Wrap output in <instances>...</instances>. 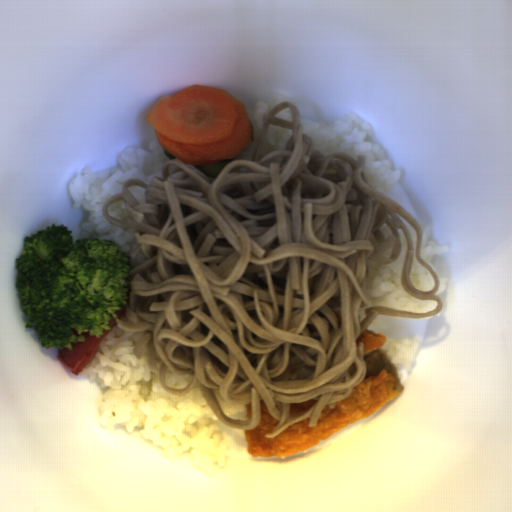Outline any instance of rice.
Wrapping results in <instances>:
<instances>
[{
  "mask_svg": "<svg viewBox=\"0 0 512 512\" xmlns=\"http://www.w3.org/2000/svg\"><path fill=\"white\" fill-rule=\"evenodd\" d=\"M292 132L293 129L269 124L262 143L259 160L276 149L285 150L287 141L292 135Z\"/></svg>",
  "mask_w": 512,
  "mask_h": 512,
  "instance_id": "rice-8",
  "label": "rice"
},
{
  "mask_svg": "<svg viewBox=\"0 0 512 512\" xmlns=\"http://www.w3.org/2000/svg\"><path fill=\"white\" fill-rule=\"evenodd\" d=\"M217 400L221 410L229 417L237 420H250L251 418V401L246 405L232 406L228 405L221 397L218 390H211Z\"/></svg>",
  "mask_w": 512,
  "mask_h": 512,
  "instance_id": "rice-10",
  "label": "rice"
},
{
  "mask_svg": "<svg viewBox=\"0 0 512 512\" xmlns=\"http://www.w3.org/2000/svg\"><path fill=\"white\" fill-rule=\"evenodd\" d=\"M401 250L397 260L388 265L378 264L371 258L367 260V298L368 302L359 308V323L367 316L365 309L380 305L409 313H426L437 306L436 300L414 299L402 285V268L407 250V239L401 229H398Z\"/></svg>",
  "mask_w": 512,
  "mask_h": 512,
  "instance_id": "rice-4",
  "label": "rice"
},
{
  "mask_svg": "<svg viewBox=\"0 0 512 512\" xmlns=\"http://www.w3.org/2000/svg\"><path fill=\"white\" fill-rule=\"evenodd\" d=\"M274 116H277L279 118H282V119H285V120H288V121H291L292 122V117H291V111H290V108H285L283 109L282 111H280L279 113H277L276 115Z\"/></svg>",
  "mask_w": 512,
  "mask_h": 512,
  "instance_id": "rice-12",
  "label": "rice"
},
{
  "mask_svg": "<svg viewBox=\"0 0 512 512\" xmlns=\"http://www.w3.org/2000/svg\"><path fill=\"white\" fill-rule=\"evenodd\" d=\"M399 218L402 220V222L408 229L410 236L412 238V241H413V257H412L411 268H410V273H409L410 283L413 285V287L415 289H417L421 292L427 293V292L433 290V288L435 286L434 276L423 265H421L417 261V257H416L417 231L401 216H399Z\"/></svg>",
  "mask_w": 512,
  "mask_h": 512,
  "instance_id": "rice-7",
  "label": "rice"
},
{
  "mask_svg": "<svg viewBox=\"0 0 512 512\" xmlns=\"http://www.w3.org/2000/svg\"><path fill=\"white\" fill-rule=\"evenodd\" d=\"M421 347L420 337L402 338L399 340H387L383 345V353L393 362L396 370L409 369L413 359Z\"/></svg>",
  "mask_w": 512,
  "mask_h": 512,
  "instance_id": "rice-6",
  "label": "rice"
},
{
  "mask_svg": "<svg viewBox=\"0 0 512 512\" xmlns=\"http://www.w3.org/2000/svg\"><path fill=\"white\" fill-rule=\"evenodd\" d=\"M169 159L157 138L146 147L131 145L124 148L117 164L108 169L83 168L68 186L74 209L86 214L80 224L79 238L115 241L120 251L127 255L138 247L133 229L116 227L104 217L103 203L122 192L126 179H142L149 185L152 177L163 178L161 166Z\"/></svg>",
  "mask_w": 512,
  "mask_h": 512,
  "instance_id": "rice-2",
  "label": "rice"
},
{
  "mask_svg": "<svg viewBox=\"0 0 512 512\" xmlns=\"http://www.w3.org/2000/svg\"><path fill=\"white\" fill-rule=\"evenodd\" d=\"M303 133L311 136L315 149L328 156L336 151L366 155L369 185L381 193L392 189L402 172L394 170L384 146L373 141V131L361 114L351 112L335 124H324L300 115Z\"/></svg>",
  "mask_w": 512,
  "mask_h": 512,
  "instance_id": "rice-3",
  "label": "rice"
},
{
  "mask_svg": "<svg viewBox=\"0 0 512 512\" xmlns=\"http://www.w3.org/2000/svg\"><path fill=\"white\" fill-rule=\"evenodd\" d=\"M281 101H290L293 103L292 99H290L283 93H275L268 100H260L249 109L247 115H248V119L251 124V130H252L251 144L245 150H243L240 154H238L236 157H238L239 159H252L253 160V154L257 147V143H258V139L260 136L261 127H262V119L264 117V114L271 107H273L275 104H277Z\"/></svg>",
  "mask_w": 512,
  "mask_h": 512,
  "instance_id": "rice-5",
  "label": "rice"
},
{
  "mask_svg": "<svg viewBox=\"0 0 512 512\" xmlns=\"http://www.w3.org/2000/svg\"><path fill=\"white\" fill-rule=\"evenodd\" d=\"M146 332V331H145ZM145 332L124 331L116 325L80 375L98 385L96 413L102 427L135 432L163 457H186L201 473L216 475L228 462L230 450L219 422L206 402L200 383L189 393L173 395L160 382L159 370L149 369L146 346L133 355Z\"/></svg>",
  "mask_w": 512,
  "mask_h": 512,
  "instance_id": "rice-1",
  "label": "rice"
},
{
  "mask_svg": "<svg viewBox=\"0 0 512 512\" xmlns=\"http://www.w3.org/2000/svg\"><path fill=\"white\" fill-rule=\"evenodd\" d=\"M421 229L423 230L421 258L436 273L434 259L437 256L448 253L449 248L447 245H441L437 242L431 241L429 238L430 232L426 227Z\"/></svg>",
  "mask_w": 512,
  "mask_h": 512,
  "instance_id": "rice-9",
  "label": "rice"
},
{
  "mask_svg": "<svg viewBox=\"0 0 512 512\" xmlns=\"http://www.w3.org/2000/svg\"><path fill=\"white\" fill-rule=\"evenodd\" d=\"M193 375H176L171 373L166 367L165 384L169 388L181 389L186 387L192 381Z\"/></svg>",
  "mask_w": 512,
  "mask_h": 512,
  "instance_id": "rice-11",
  "label": "rice"
},
{
  "mask_svg": "<svg viewBox=\"0 0 512 512\" xmlns=\"http://www.w3.org/2000/svg\"><path fill=\"white\" fill-rule=\"evenodd\" d=\"M438 283H439V288L437 289V291L434 294L438 295L441 298L442 294L444 293V291L446 289V279L438 278Z\"/></svg>",
  "mask_w": 512,
  "mask_h": 512,
  "instance_id": "rice-13",
  "label": "rice"
}]
</instances>
